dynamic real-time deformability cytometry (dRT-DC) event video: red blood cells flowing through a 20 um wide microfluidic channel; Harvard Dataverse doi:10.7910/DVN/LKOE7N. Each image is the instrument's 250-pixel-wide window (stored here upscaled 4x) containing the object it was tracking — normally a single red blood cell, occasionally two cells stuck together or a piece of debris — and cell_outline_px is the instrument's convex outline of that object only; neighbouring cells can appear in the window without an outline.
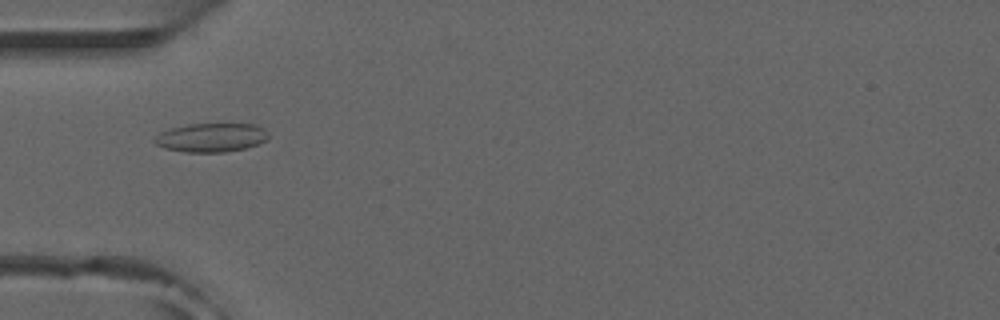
{"species": "common noctule bat (a hibernating species)", "species_latin": "Nyctalus noctula", "temperature_condition": "room temperature", "stored_images_in_passage": 42, "camera_frame_rate_fps": 3000, "um_per_image_px": 0.085, "animal": {"sex": "male", "forearm_length_mm": 52.5}, "frame": {"image": 1, "passage_image": 7, "time_ms": 2.0, "image_size_px": [1000, 320], "cell_outline_px": [[268, 136], [260, 144], [244, 148], [224, 152], [184, 152], [164, 148], [156, 144], [152, 140], [160, 132], [172, 128], [188, 124], [256, 124], [264, 128], [268, 132]], "centroid_in_image_um": [17.95, 11.69], "position_along_channel_um": 67.0, "area_um2": 19.13}}
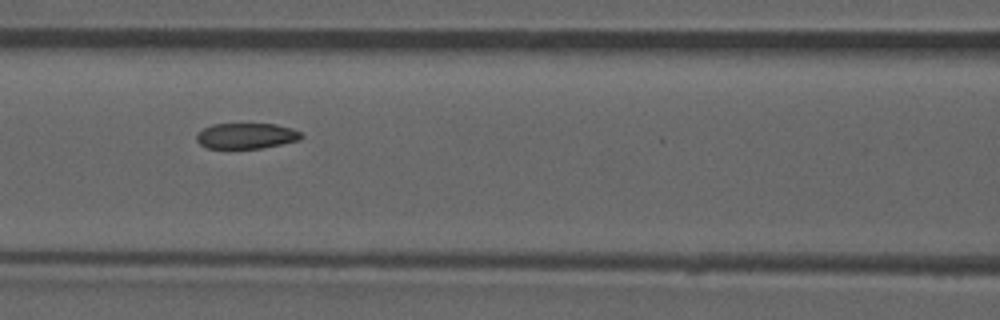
{"frame": {"image": 2, "passage_image": 13, "time_ms": 4.0, "image_size_px": [1000, 320], "cell_outline_px": [[304, 136], [300, 140], [260, 148], [208, 148], [200, 144], [196, 140], [196, 136], [204, 128], [212, 124], [276, 124], [292, 128], [300, 132]], "centroid_in_image_um": [20.95, 11.54], "position_along_channel_um": 145.6, "area_um2": 15.55}, "authors_computed_cell_mechanics": {"area_um2": 16.8487, "velocity_mm_per_s": 3.9372, "shape_relaxation_time_tau1_ms": null, "shape_relaxation_time_tau2_ms": 1.8848, "deformation_change_tau1": null, "deformation_change_tau2": 0.0678}}